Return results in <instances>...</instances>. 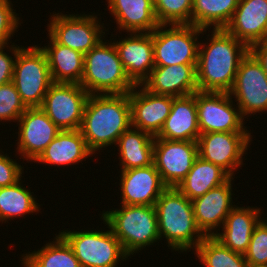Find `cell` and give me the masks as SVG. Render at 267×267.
Listing matches in <instances>:
<instances>
[{"instance_id": "1", "label": "cell", "mask_w": 267, "mask_h": 267, "mask_svg": "<svg viewBox=\"0 0 267 267\" xmlns=\"http://www.w3.org/2000/svg\"><path fill=\"white\" fill-rule=\"evenodd\" d=\"M211 33L209 43L199 44L196 66L198 91L229 93L249 47L225 29H213Z\"/></svg>"}, {"instance_id": "2", "label": "cell", "mask_w": 267, "mask_h": 267, "mask_svg": "<svg viewBox=\"0 0 267 267\" xmlns=\"http://www.w3.org/2000/svg\"><path fill=\"white\" fill-rule=\"evenodd\" d=\"M131 127L128 93L88 96L80 131L93 154L115 146L119 137Z\"/></svg>"}, {"instance_id": "3", "label": "cell", "mask_w": 267, "mask_h": 267, "mask_svg": "<svg viewBox=\"0 0 267 267\" xmlns=\"http://www.w3.org/2000/svg\"><path fill=\"white\" fill-rule=\"evenodd\" d=\"M160 239L174 251L195 250L206 237L198 228L192 200L176 187H167L155 203Z\"/></svg>"}, {"instance_id": "4", "label": "cell", "mask_w": 267, "mask_h": 267, "mask_svg": "<svg viewBox=\"0 0 267 267\" xmlns=\"http://www.w3.org/2000/svg\"><path fill=\"white\" fill-rule=\"evenodd\" d=\"M120 207L103 211L101 220L112 230L128 256L160 241L155 206L121 204Z\"/></svg>"}, {"instance_id": "5", "label": "cell", "mask_w": 267, "mask_h": 267, "mask_svg": "<svg viewBox=\"0 0 267 267\" xmlns=\"http://www.w3.org/2000/svg\"><path fill=\"white\" fill-rule=\"evenodd\" d=\"M103 40L84 54L80 85L89 94L129 93L135 85L127 77L114 43Z\"/></svg>"}, {"instance_id": "6", "label": "cell", "mask_w": 267, "mask_h": 267, "mask_svg": "<svg viewBox=\"0 0 267 267\" xmlns=\"http://www.w3.org/2000/svg\"><path fill=\"white\" fill-rule=\"evenodd\" d=\"M12 82L27 108L42 105L49 87L54 82L46 53L41 46L23 47L17 53Z\"/></svg>"}, {"instance_id": "7", "label": "cell", "mask_w": 267, "mask_h": 267, "mask_svg": "<svg viewBox=\"0 0 267 267\" xmlns=\"http://www.w3.org/2000/svg\"><path fill=\"white\" fill-rule=\"evenodd\" d=\"M204 32L206 29L192 24L159 25L152 31L154 65L197 64V38Z\"/></svg>"}, {"instance_id": "8", "label": "cell", "mask_w": 267, "mask_h": 267, "mask_svg": "<svg viewBox=\"0 0 267 267\" xmlns=\"http://www.w3.org/2000/svg\"><path fill=\"white\" fill-rule=\"evenodd\" d=\"M59 234L71 246L81 267H118L119 261L129 257L111 229L105 232L62 230Z\"/></svg>"}, {"instance_id": "9", "label": "cell", "mask_w": 267, "mask_h": 267, "mask_svg": "<svg viewBox=\"0 0 267 267\" xmlns=\"http://www.w3.org/2000/svg\"><path fill=\"white\" fill-rule=\"evenodd\" d=\"M97 16L55 12L51 15L47 31L58 44L86 54L105 38L104 23L100 24Z\"/></svg>"}, {"instance_id": "10", "label": "cell", "mask_w": 267, "mask_h": 267, "mask_svg": "<svg viewBox=\"0 0 267 267\" xmlns=\"http://www.w3.org/2000/svg\"><path fill=\"white\" fill-rule=\"evenodd\" d=\"M200 134L210 132L250 133L239 108L226 92H195ZM233 105V106H232Z\"/></svg>"}, {"instance_id": "11", "label": "cell", "mask_w": 267, "mask_h": 267, "mask_svg": "<svg viewBox=\"0 0 267 267\" xmlns=\"http://www.w3.org/2000/svg\"><path fill=\"white\" fill-rule=\"evenodd\" d=\"M229 94L243 118L267 112V75L250 52L241 60Z\"/></svg>"}, {"instance_id": "12", "label": "cell", "mask_w": 267, "mask_h": 267, "mask_svg": "<svg viewBox=\"0 0 267 267\" xmlns=\"http://www.w3.org/2000/svg\"><path fill=\"white\" fill-rule=\"evenodd\" d=\"M89 95L80 84L54 82L40 108L60 130H77Z\"/></svg>"}, {"instance_id": "13", "label": "cell", "mask_w": 267, "mask_h": 267, "mask_svg": "<svg viewBox=\"0 0 267 267\" xmlns=\"http://www.w3.org/2000/svg\"><path fill=\"white\" fill-rule=\"evenodd\" d=\"M251 133L210 132L200 134L197 140L198 156L220 166L231 177L243 165V156L253 141Z\"/></svg>"}, {"instance_id": "14", "label": "cell", "mask_w": 267, "mask_h": 267, "mask_svg": "<svg viewBox=\"0 0 267 267\" xmlns=\"http://www.w3.org/2000/svg\"><path fill=\"white\" fill-rule=\"evenodd\" d=\"M198 157L197 141H177L154 137L153 163L167 187H177Z\"/></svg>"}, {"instance_id": "15", "label": "cell", "mask_w": 267, "mask_h": 267, "mask_svg": "<svg viewBox=\"0 0 267 267\" xmlns=\"http://www.w3.org/2000/svg\"><path fill=\"white\" fill-rule=\"evenodd\" d=\"M18 124L17 153L34 162L61 131L40 108H27Z\"/></svg>"}, {"instance_id": "16", "label": "cell", "mask_w": 267, "mask_h": 267, "mask_svg": "<svg viewBox=\"0 0 267 267\" xmlns=\"http://www.w3.org/2000/svg\"><path fill=\"white\" fill-rule=\"evenodd\" d=\"M128 98L132 127L156 137L171 112L175 97L154 94L142 85H135Z\"/></svg>"}, {"instance_id": "17", "label": "cell", "mask_w": 267, "mask_h": 267, "mask_svg": "<svg viewBox=\"0 0 267 267\" xmlns=\"http://www.w3.org/2000/svg\"><path fill=\"white\" fill-rule=\"evenodd\" d=\"M120 190L123 205L155 206L167 188L154 163L140 168L121 170Z\"/></svg>"}, {"instance_id": "18", "label": "cell", "mask_w": 267, "mask_h": 267, "mask_svg": "<svg viewBox=\"0 0 267 267\" xmlns=\"http://www.w3.org/2000/svg\"><path fill=\"white\" fill-rule=\"evenodd\" d=\"M129 35L113 43L127 77L134 85H142L155 67L152 32H130Z\"/></svg>"}, {"instance_id": "19", "label": "cell", "mask_w": 267, "mask_h": 267, "mask_svg": "<svg viewBox=\"0 0 267 267\" xmlns=\"http://www.w3.org/2000/svg\"><path fill=\"white\" fill-rule=\"evenodd\" d=\"M233 179L231 177L224 184L192 200L196 224L205 236H214L220 231L226 217L236 206L232 200Z\"/></svg>"}, {"instance_id": "20", "label": "cell", "mask_w": 267, "mask_h": 267, "mask_svg": "<svg viewBox=\"0 0 267 267\" xmlns=\"http://www.w3.org/2000/svg\"><path fill=\"white\" fill-rule=\"evenodd\" d=\"M197 64H174L155 66L142 86L158 95L183 97L198 91L196 81Z\"/></svg>"}, {"instance_id": "21", "label": "cell", "mask_w": 267, "mask_h": 267, "mask_svg": "<svg viewBox=\"0 0 267 267\" xmlns=\"http://www.w3.org/2000/svg\"><path fill=\"white\" fill-rule=\"evenodd\" d=\"M225 30L248 47L267 40V0H239Z\"/></svg>"}, {"instance_id": "22", "label": "cell", "mask_w": 267, "mask_h": 267, "mask_svg": "<svg viewBox=\"0 0 267 267\" xmlns=\"http://www.w3.org/2000/svg\"><path fill=\"white\" fill-rule=\"evenodd\" d=\"M261 209L235 206L222 225V232L214 237L233 252L243 254L247 251L255 226L261 218Z\"/></svg>"}, {"instance_id": "23", "label": "cell", "mask_w": 267, "mask_h": 267, "mask_svg": "<svg viewBox=\"0 0 267 267\" xmlns=\"http://www.w3.org/2000/svg\"><path fill=\"white\" fill-rule=\"evenodd\" d=\"M199 135L195 93L188 96L175 97L171 112L156 138L197 141Z\"/></svg>"}, {"instance_id": "24", "label": "cell", "mask_w": 267, "mask_h": 267, "mask_svg": "<svg viewBox=\"0 0 267 267\" xmlns=\"http://www.w3.org/2000/svg\"><path fill=\"white\" fill-rule=\"evenodd\" d=\"M117 28L126 32L151 33L158 26L153 0H106Z\"/></svg>"}, {"instance_id": "25", "label": "cell", "mask_w": 267, "mask_h": 267, "mask_svg": "<svg viewBox=\"0 0 267 267\" xmlns=\"http://www.w3.org/2000/svg\"><path fill=\"white\" fill-rule=\"evenodd\" d=\"M93 155L89 150L80 129L61 130L53 141L34 161L46 165L71 166Z\"/></svg>"}, {"instance_id": "26", "label": "cell", "mask_w": 267, "mask_h": 267, "mask_svg": "<svg viewBox=\"0 0 267 267\" xmlns=\"http://www.w3.org/2000/svg\"><path fill=\"white\" fill-rule=\"evenodd\" d=\"M48 36V46L41 49L46 53L53 82L80 84L84 72V54L58 44Z\"/></svg>"}, {"instance_id": "27", "label": "cell", "mask_w": 267, "mask_h": 267, "mask_svg": "<svg viewBox=\"0 0 267 267\" xmlns=\"http://www.w3.org/2000/svg\"><path fill=\"white\" fill-rule=\"evenodd\" d=\"M119 148L121 170L153 164L154 136L136 128L125 131L116 144Z\"/></svg>"}, {"instance_id": "28", "label": "cell", "mask_w": 267, "mask_h": 267, "mask_svg": "<svg viewBox=\"0 0 267 267\" xmlns=\"http://www.w3.org/2000/svg\"><path fill=\"white\" fill-rule=\"evenodd\" d=\"M230 178L231 176L220 166L198 156L187 176L176 188L189 200H193L224 184Z\"/></svg>"}, {"instance_id": "29", "label": "cell", "mask_w": 267, "mask_h": 267, "mask_svg": "<svg viewBox=\"0 0 267 267\" xmlns=\"http://www.w3.org/2000/svg\"><path fill=\"white\" fill-rule=\"evenodd\" d=\"M22 257L20 261L24 267H81L71 246L59 233L52 242Z\"/></svg>"}, {"instance_id": "30", "label": "cell", "mask_w": 267, "mask_h": 267, "mask_svg": "<svg viewBox=\"0 0 267 267\" xmlns=\"http://www.w3.org/2000/svg\"><path fill=\"white\" fill-rule=\"evenodd\" d=\"M238 3L239 0H193L191 24L206 30L225 29Z\"/></svg>"}, {"instance_id": "31", "label": "cell", "mask_w": 267, "mask_h": 267, "mask_svg": "<svg viewBox=\"0 0 267 267\" xmlns=\"http://www.w3.org/2000/svg\"><path fill=\"white\" fill-rule=\"evenodd\" d=\"M22 181L16 184L0 188V221H5L34 212H39L40 205L27 187H23ZM22 185V186H21Z\"/></svg>"}, {"instance_id": "32", "label": "cell", "mask_w": 267, "mask_h": 267, "mask_svg": "<svg viewBox=\"0 0 267 267\" xmlns=\"http://www.w3.org/2000/svg\"><path fill=\"white\" fill-rule=\"evenodd\" d=\"M194 251L206 267H248L243 254L233 252L214 236H206Z\"/></svg>"}, {"instance_id": "33", "label": "cell", "mask_w": 267, "mask_h": 267, "mask_svg": "<svg viewBox=\"0 0 267 267\" xmlns=\"http://www.w3.org/2000/svg\"><path fill=\"white\" fill-rule=\"evenodd\" d=\"M159 25L191 24L193 0H153Z\"/></svg>"}, {"instance_id": "34", "label": "cell", "mask_w": 267, "mask_h": 267, "mask_svg": "<svg viewBox=\"0 0 267 267\" xmlns=\"http://www.w3.org/2000/svg\"><path fill=\"white\" fill-rule=\"evenodd\" d=\"M26 109L13 82L0 85V122L18 121Z\"/></svg>"}, {"instance_id": "35", "label": "cell", "mask_w": 267, "mask_h": 267, "mask_svg": "<svg viewBox=\"0 0 267 267\" xmlns=\"http://www.w3.org/2000/svg\"><path fill=\"white\" fill-rule=\"evenodd\" d=\"M244 258L248 266L267 265V224L262 219L254 228Z\"/></svg>"}, {"instance_id": "36", "label": "cell", "mask_w": 267, "mask_h": 267, "mask_svg": "<svg viewBox=\"0 0 267 267\" xmlns=\"http://www.w3.org/2000/svg\"><path fill=\"white\" fill-rule=\"evenodd\" d=\"M15 11L10 0H0V47L8 45L13 34L18 32V26L21 25Z\"/></svg>"}, {"instance_id": "37", "label": "cell", "mask_w": 267, "mask_h": 267, "mask_svg": "<svg viewBox=\"0 0 267 267\" xmlns=\"http://www.w3.org/2000/svg\"><path fill=\"white\" fill-rule=\"evenodd\" d=\"M0 149V188L16 184L21 181L24 173L23 168L14 159H10L8 155H4Z\"/></svg>"}, {"instance_id": "38", "label": "cell", "mask_w": 267, "mask_h": 267, "mask_svg": "<svg viewBox=\"0 0 267 267\" xmlns=\"http://www.w3.org/2000/svg\"><path fill=\"white\" fill-rule=\"evenodd\" d=\"M12 43V45H5L0 47V85L7 84L12 82L14 63L17 56V53L24 47L18 46L17 44ZM10 49V52L13 54L14 58L8 52H5V48ZM8 53V54H7Z\"/></svg>"}, {"instance_id": "39", "label": "cell", "mask_w": 267, "mask_h": 267, "mask_svg": "<svg viewBox=\"0 0 267 267\" xmlns=\"http://www.w3.org/2000/svg\"><path fill=\"white\" fill-rule=\"evenodd\" d=\"M249 52L261 64L267 75V40L251 45L249 47Z\"/></svg>"}, {"instance_id": "40", "label": "cell", "mask_w": 267, "mask_h": 267, "mask_svg": "<svg viewBox=\"0 0 267 267\" xmlns=\"http://www.w3.org/2000/svg\"><path fill=\"white\" fill-rule=\"evenodd\" d=\"M248 267H267V265H257V266H248Z\"/></svg>"}]
</instances>
